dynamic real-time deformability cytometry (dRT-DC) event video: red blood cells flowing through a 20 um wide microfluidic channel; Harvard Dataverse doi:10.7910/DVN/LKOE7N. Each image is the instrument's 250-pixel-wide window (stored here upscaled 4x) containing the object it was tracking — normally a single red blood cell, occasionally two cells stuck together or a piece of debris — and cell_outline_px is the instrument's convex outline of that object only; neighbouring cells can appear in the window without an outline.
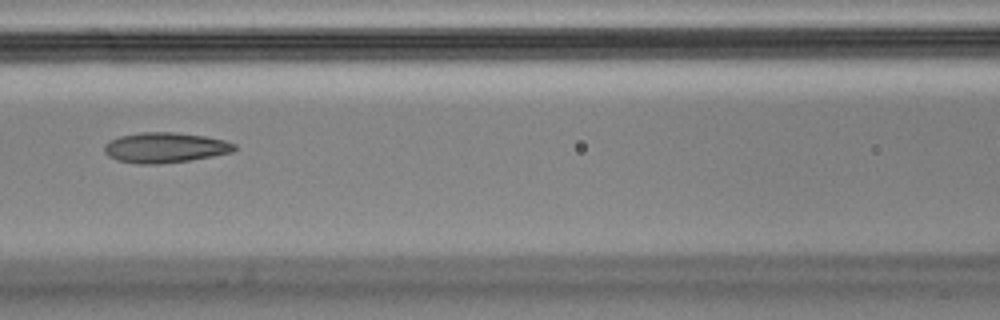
{"species": "Egyptian fruit bat (a non-hibernating species)", "species_latin": "Rousettus aegyptiacus", "temperature_condition": "cold", "stored_images_in_passage": 14, "camera_frame_rate_fps": 3000, "um_per_image_px": 0.085, "animal": {"sex": "male"}, "frame": {"image": 1, "passage_image": 7, "time_ms": 2.0, "image_size_px": [1000, 320], "cell_outline_px": [[236, 148], [232, 152], [192, 160], [160, 164], [140, 164], [116, 160], [108, 156], [104, 152], [104, 144], [120, 136], [140, 132], [172, 132], [204, 136], [224, 140], [236, 144]], "centroid_in_image_um": [14.02, 12.55], "position_along_channel_um": 152.6, "area_um2": 22.95}}
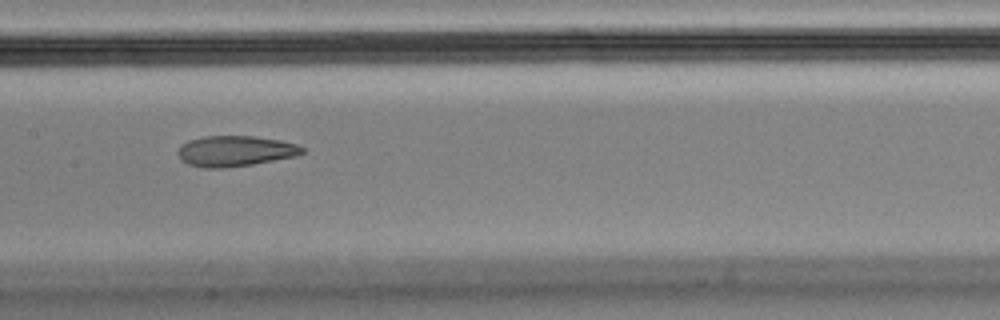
{"frame": {"image": 2, "passage_image": 8, "time_ms": 2.333, "image_size_px": [1000, 320], "cell_outline_px": [[304, 152], [296, 156], [252, 164], [224, 168], [204, 168], [188, 164], [180, 160], [176, 152], [188, 140], [204, 136], [252, 136], [280, 140], [296, 144], [304, 148]], "centroid_in_image_um": [19.97, 12.84], "position_along_channel_um": 187.4, "area_um2": 22.14}}